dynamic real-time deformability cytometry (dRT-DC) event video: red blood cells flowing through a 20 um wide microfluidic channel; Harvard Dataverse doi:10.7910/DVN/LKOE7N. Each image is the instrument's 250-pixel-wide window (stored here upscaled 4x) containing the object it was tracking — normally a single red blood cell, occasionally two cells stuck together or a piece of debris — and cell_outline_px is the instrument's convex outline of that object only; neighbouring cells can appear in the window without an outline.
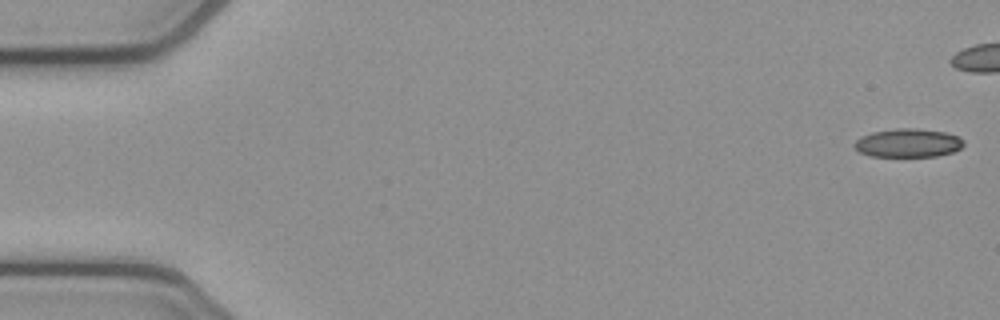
{"species": "common noctule bat (a hibernating species)", "species_latin": "Nyctalus noctula", "temperature_condition": "cold", "stored_images_in_passage": 15, "camera_frame_rate_fps": 3000, "um_per_image_px": 0.085, "animal": {"sex": "female", "body_mass_g": 21.9}, "frame": {"image": 1, "passage_image": 1, "time_ms": 0.0, "image_size_px": [1000, 320], "cell_outline_px": [[964, 144], [960, 148], [952, 152], [936, 156], [872, 156], [860, 152], [852, 144], [860, 136], [872, 132], [896, 128], [916, 128], [944, 132], [960, 136], [964, 140]], "centroid_in_image_um": [77.19, 12.14], "position_along_channel_um": 7.8, "area_um2": 18.21}}